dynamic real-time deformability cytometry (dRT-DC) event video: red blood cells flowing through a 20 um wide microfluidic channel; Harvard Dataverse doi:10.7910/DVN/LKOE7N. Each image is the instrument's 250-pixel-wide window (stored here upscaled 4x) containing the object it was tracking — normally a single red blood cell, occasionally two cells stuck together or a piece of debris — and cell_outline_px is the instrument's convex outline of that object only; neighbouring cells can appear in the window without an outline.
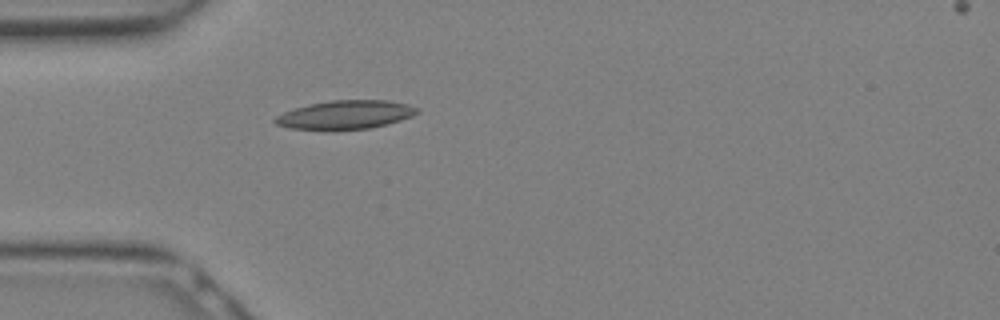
{"species": "Egyptian fruit bat (a non-hibernating species)", "species_latin": "Rousettus aegyptiacus", "temperature_condition": "warm", "stored_images_in_passage": 3, "camera_frame_rate_fps": 3000, "um_per_image_px": 0.085, "animal": {"sex": "female"}, "frame": {"image": 1, "passage_image": 1, "time_ms": 0.0, "image_size_px": [1000, 320], "cell_outline_px": [[420, 112], [412, 116], [388, 124], [372, 128], [332, 132], [320, 132], [288, 128], [276, 124], [272, 120], [276, 116], [284, 112], [296, 108], [312, 104], [332, 100], [388, 100], [408, 104], [420, 108]], "centroid_in_image_um": [29.35, 9.8], "position_along_channel_um": 55.7, "area_um2": 24.57}}
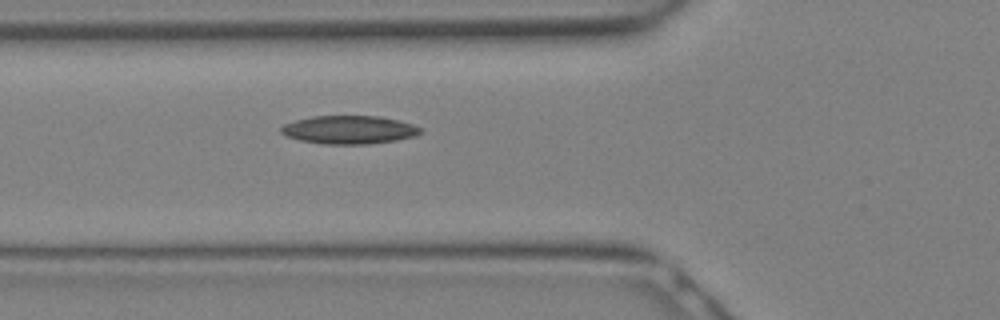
{"frame": {"image": 2, "passage_image": 3, "time_ms": 0.667, "image_size_px": [1000, 320], "cell_outline_px": [[424, 132], [412, 136], [396, 140], [368, 144], [324, 144], [300, 140], [288, 136], [280, 132], [280, 128], [284, 124], [296, 120], [312, 116], [380, 116], [412, 124], [424, 128]], "centroid_in_image_um": [29.69, 11.03], "position_along_channel_um": 96.1, "area_um2": 22.89}}